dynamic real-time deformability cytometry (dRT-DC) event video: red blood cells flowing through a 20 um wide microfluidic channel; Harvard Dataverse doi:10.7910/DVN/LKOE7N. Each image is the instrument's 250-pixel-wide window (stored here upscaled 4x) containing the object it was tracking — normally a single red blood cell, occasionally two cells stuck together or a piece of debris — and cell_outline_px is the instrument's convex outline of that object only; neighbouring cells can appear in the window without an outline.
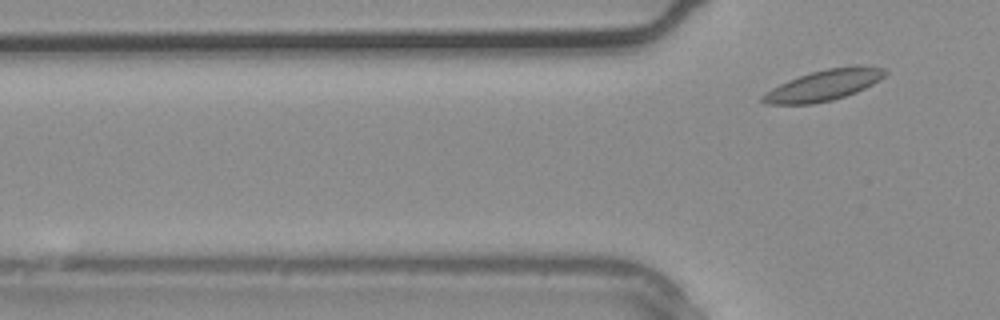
{"species": "common noctule bat (a hibernating species)", "species_latin": "Nyctalus noctula", "temperature_condition": "warm", "stored_images_in_passage": 3, "segment_of_instrument_passage": [2, 2], "camera_frame_rate_fps": 3000, "um_per_image_px": 0.085, "animal": {"sex": "male", "body_mass_g": 20.4}, "frame": {"image": 1, "passage_image": 3, "time_ms": 0.667, "image_size_px": [1000, 320], "cell_outline_px": [[888, 72], [884, 76], [872, 84], [856, 92], [832, 100], [812, 104], [764, 104], [760, 100], [760, 96], [764, 92], [788, 80], [812, 72], [828, 68], [856, 64], [884, 68]], "centroid_in_image_um": [70.01, 7.24], "position_along_channel_um": 55.8, "area_um2": 22.02}}